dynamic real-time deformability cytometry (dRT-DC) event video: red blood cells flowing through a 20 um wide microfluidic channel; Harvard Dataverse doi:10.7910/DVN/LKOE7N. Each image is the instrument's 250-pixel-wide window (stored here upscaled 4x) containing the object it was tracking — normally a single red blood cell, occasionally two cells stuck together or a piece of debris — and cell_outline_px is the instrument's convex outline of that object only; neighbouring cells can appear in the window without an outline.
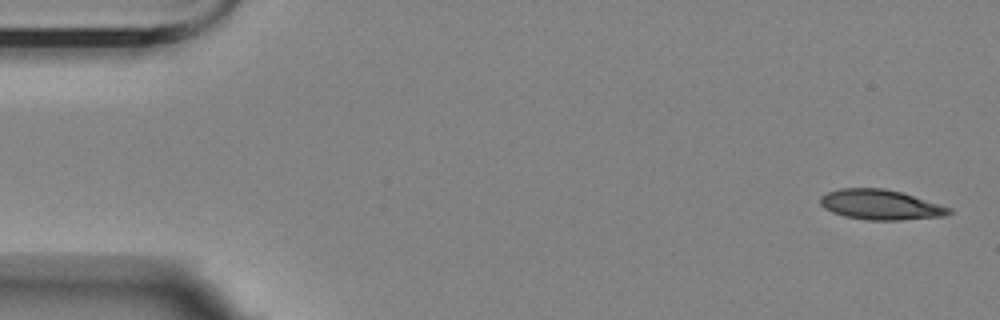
{"species": "Egyptian fruit bat (a non-hibernating species)", "species_latin": "Rousettus aegyptiacus", "temperature_condition": "room temperature", "stored_images_in_passage": 4, "camera_frame_rate_fps": 3000, "um_per_image_px": 0.085, "animal": {"sex": "female"}, "frame": {"image": 1, "passage_image": 1, "time_ms": 0.0, "image_size_px": [1000, 320], "cell_outline_px": [[952, 212], [944, 216], [900, 220], [868, 220], [844, 216], [832, 212], [824, 208], [820, 204], [820, 196], [828, 192], [840, 188], [884, 188], [900, 192], [952, 208]], "centroid_in_image_um": [74.82, 17.4], "position_along_channel_um": 10.2, "area_um2": 22.43}}
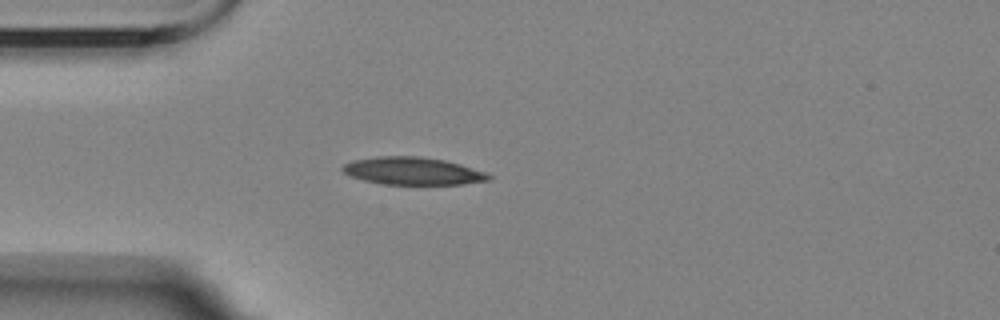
{"frame": {"image": 2, "passage_image": 4, "time_ms": 4.333, "image_size_px": [1000, 320], "cell_outline_px": [[492, 176], [488, 180], [460, 184], [384, 184], [364, 180], [352, 176], [344, 172], [340, 168], [344, 164], [352, 160], [376, 156], [420, 156], [444, 160], [460, 164], [484, 172]], "centroid_in_image_um": [35.04, 14.52], "position_along_channel_um": 50.0, "area_um2": 23.24}}